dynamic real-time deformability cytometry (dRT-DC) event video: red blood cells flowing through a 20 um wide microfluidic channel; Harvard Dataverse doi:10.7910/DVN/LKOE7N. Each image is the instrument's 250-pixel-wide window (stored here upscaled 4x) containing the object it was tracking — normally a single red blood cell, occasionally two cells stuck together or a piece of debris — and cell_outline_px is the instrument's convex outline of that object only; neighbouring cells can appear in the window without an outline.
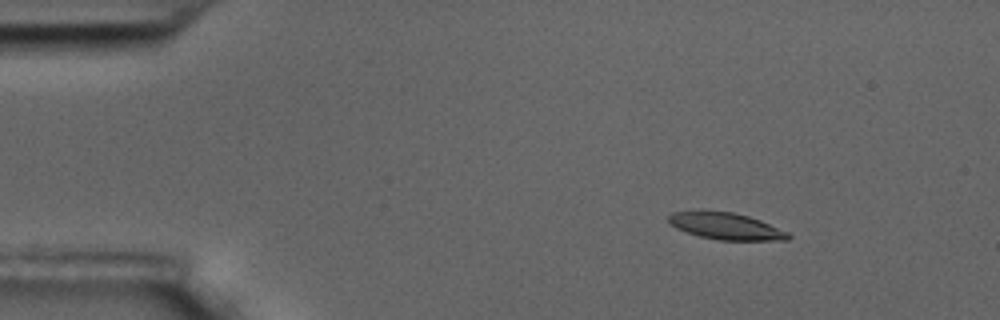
{"species": "common noctule bat (a hibernating species)", "species_latin": "Nyctalus noctula", "temperature_condition": "room temperature", "stored_images_in_passage": 59, "camera_frame_rate_fps": 3000, "um_per_image_px": 0.085, "animal": {"sex": "male", "body_mass_g": 17.5, "forearm_length_mm": 52.3}, "frame": {"image": 1, "passage_image": 9, "time_ms": 2.667, "image_size_px": [1000, 320], "cell_outline_px": [[792, 236], [788, 240], [720, 240], [700, 236], [676, 228], [668, 224], [668, 216], [672, 212], [700, 208], [732, 212], [748, 216], [760, 220], [788, 232]], "centroid_in_image_um": [61.63, 19.18], "position_along_channel_um": 23.4, "area_um2": 19.13}}
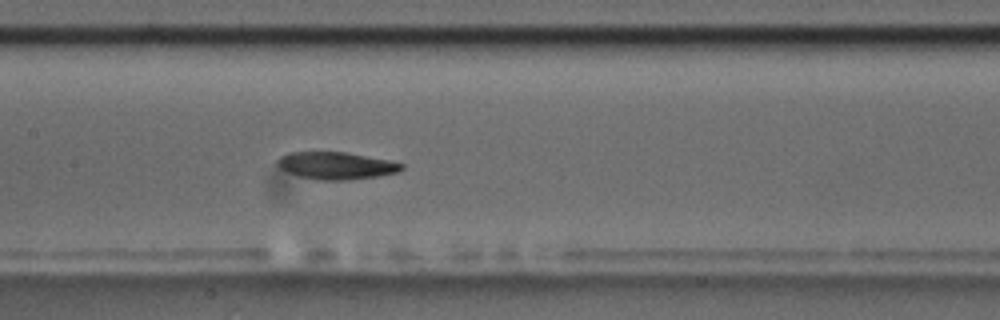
{"frame": {"image": 2, "passage_image": 29, "time_ms": 9.333, "image_size_px": [1000, 320], "cell_outline_px": [[404, 168], [400, 172], [380, 176], [348, 180], [316, 180], [300, 176], [288, 172], [280, 168], [276, 164], [276, 160], [280, 156], [288, 152], [344, 152], [388, 160], [404, 164]], "centroid_in_image_um": [28.57, 14.08], "position_along_channel_um": 178.8, "area_um2": 19.83}}
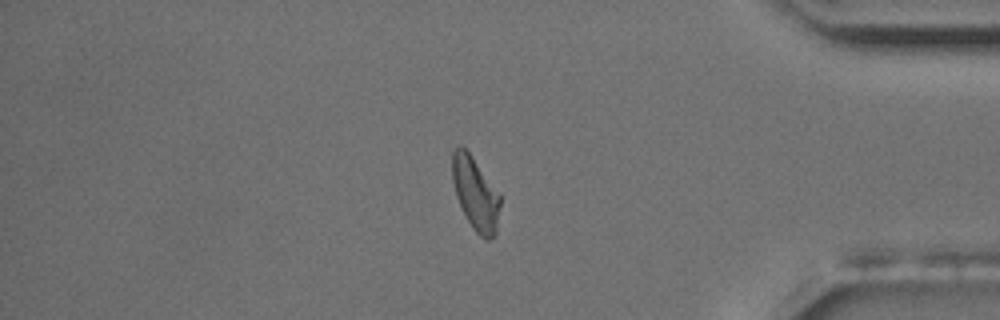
{"frame": {"image": 3, "passage_image": 50, "time_ms": 16.333, "image_size_px": [1000, 320], "cell_outline_px": [[500, 204], [496, 236], [488, 240], [484, 240], [472, 228], [456, 196], [452, 180], [452, 152], [460, 144], [472, 156], [500, 196]], "centroid_in_image_um": [40.41, 16.49], "position_along_channel_um": 394.8, "area_um2": 20.11}, "authors_computed_cell_mechanics": {"area_um2": 19.8832, "velocity_mm_per_s": 3.4853, "shape_relaxation_time_tau1_ms": 5.0371, "shape_relaxation_time_tau2_ms": null, "deformation_change_tau1": 0.1717, "deformation_change_tau2": null}}